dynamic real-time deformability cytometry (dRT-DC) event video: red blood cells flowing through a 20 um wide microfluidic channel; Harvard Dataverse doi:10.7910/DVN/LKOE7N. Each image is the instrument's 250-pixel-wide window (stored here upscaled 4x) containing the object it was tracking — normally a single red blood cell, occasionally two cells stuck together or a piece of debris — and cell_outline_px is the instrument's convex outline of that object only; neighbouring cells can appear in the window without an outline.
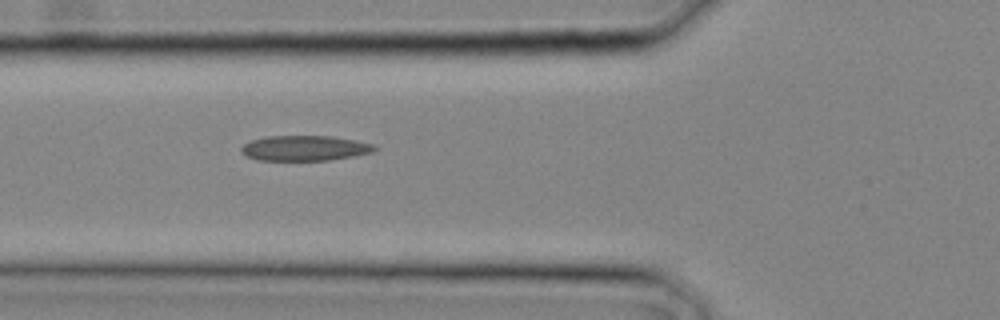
{"species": "common noctule bat (a hibernating species)", "species_latin": "Nyctalus noctula", "temperature_condition": "cold", "stored_images_in_passage": 8, "camera_frame_rate_fps": 3000, "um_per_image_px": 0.085, "animal": {"sex": "male", "body_mass_g": 20.4}, "frame": {"image": 1, "passage_image": 8, "time_ms": 2.333, "image_size_px": [1000, 320], "cell_outline_px": [[380, 148], [372, 152], [352, 156], [328, 160], [256, 160], [240, 152], [240, 148], [244, 144], [252, 140], [268, 136], [332, 136], [356, 140], [372, 144]], "centroid_in_image_um": [25.91, 12.59], "position_along_channel_um": 99.9, "area_um2": 19.54}}